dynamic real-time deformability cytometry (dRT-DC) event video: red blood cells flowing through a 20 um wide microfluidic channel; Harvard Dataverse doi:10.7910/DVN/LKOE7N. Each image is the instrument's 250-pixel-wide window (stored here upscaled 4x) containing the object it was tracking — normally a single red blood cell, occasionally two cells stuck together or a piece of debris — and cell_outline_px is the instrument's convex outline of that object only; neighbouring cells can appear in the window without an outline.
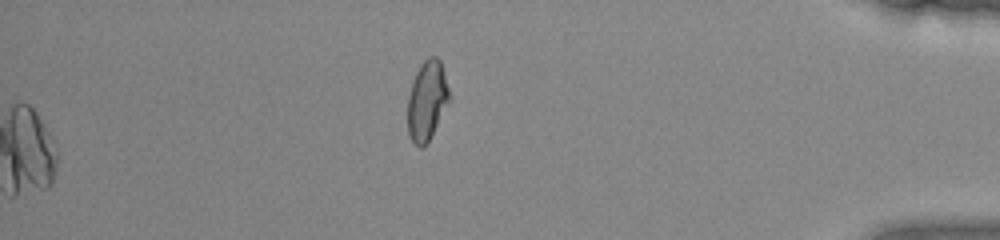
{"species": "common noctule bat (a hibernating species)", "species_latin": "Nyctalus noctula", "temperature_condition": "warm", "stored_images_in_passage": 45, "camera_frame_rate_fps": 3000, "um_per_image_px": 0.085, "animal": {"sex": "female", "body_mass_g": 22.0, "forearm_length_mm": 56.7}, "frame": {"image": 1, "passage_image": 45, "time_ms": 14.667, "image_size_px": [1000, 240], "cell_outline_px": [[448, 100], [428, 140], [420, 148], [412, 140], [408, 132], [408, 96], [416, 72], [420, 64], [428, 56], [436, 56], [440, 60], [448, 88]], "centroid_in_image_um": [36.26, 8.48], "position_along_channel_um": 398.9, "area_um2": 18.44}}